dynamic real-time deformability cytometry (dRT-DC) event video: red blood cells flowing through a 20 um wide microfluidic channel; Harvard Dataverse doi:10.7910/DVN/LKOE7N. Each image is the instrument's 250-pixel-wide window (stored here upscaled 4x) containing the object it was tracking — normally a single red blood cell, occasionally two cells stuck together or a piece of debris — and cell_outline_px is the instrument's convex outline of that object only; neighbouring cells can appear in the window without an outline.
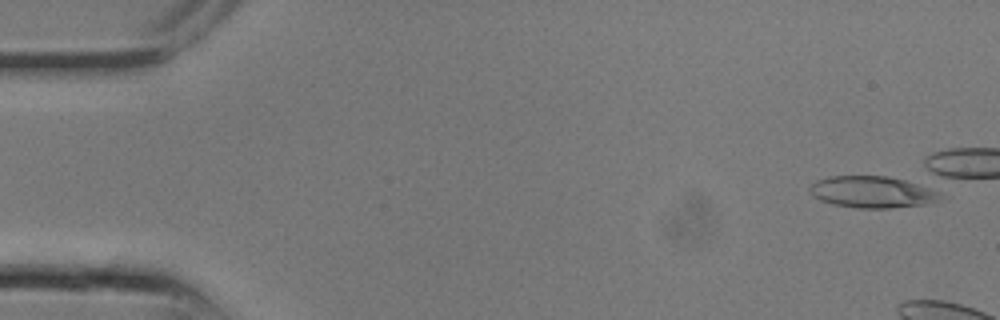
{"species": "common noctule bat (a hibernating species)", "species_latin": "Nyctalus noctula", "temperature_condition": "room temperature", "stored_images_in_passage": 1, "camera_frame_rate_fps": 3000, "um_per_image_px": 0.085, "animal": {"sex": "male", "body_mass_g": 13.3}, "frame": {"image": 1, "passage_image": 1, "time_ms": 0.0, "image_size_px": [1000, 320], "cell_outline_px": [[940, 200], [928, 204], [892, 208], [856, 208], [832, 204], [820, 200], [812, 196], [808, 188], [816, 180], [828, 176], [888, 176], [928, 184], [940, 196]], "centroid_in_image_um": [74.17, 16.31], "position_along_channel_um": 10.8, "area_um2": 24.57}}